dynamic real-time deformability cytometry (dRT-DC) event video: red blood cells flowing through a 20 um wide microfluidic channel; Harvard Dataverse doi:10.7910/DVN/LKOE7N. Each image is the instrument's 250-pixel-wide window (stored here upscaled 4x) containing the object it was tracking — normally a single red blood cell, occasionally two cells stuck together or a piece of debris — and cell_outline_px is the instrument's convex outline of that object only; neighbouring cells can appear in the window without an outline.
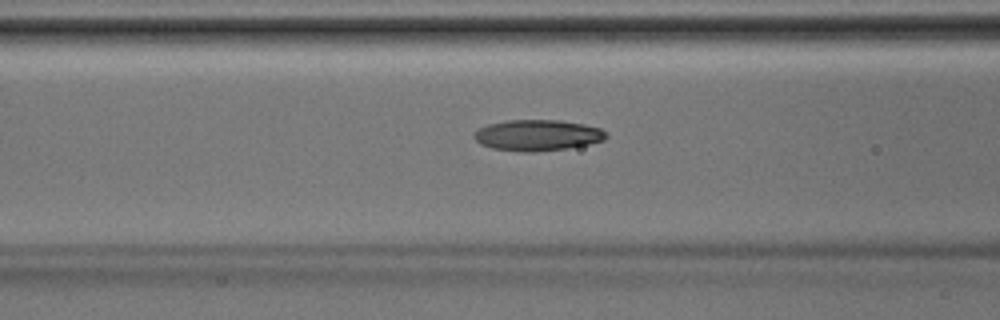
{"species": "Egyptian fruit bat (a non-hibernating species)", "species_latin": "Rousettus aegyptiacus", "temperature_condition": "room temperature", "stored_images_in_passage": 39, "camera_frame_rate_fps": 3000, "um_per_image_px": 0.085, "animal": {"sex": "male"}, "frame": {"image": 1, "passage_image": 16, "time_ms": 5.0, "image_size_px": [1000, 320], "cell_outline_px": [[608, 136], [604, 140], [588, 144], [568, 148], [536, 152], [524, 152], [492, 148], [480, 144], [472, 136], [480, 128], [488, 124], [508, 120], [560, 120], [584, 124], [600, 128]], "centroid_in_image_um": [45.69, 11.5], "position_along_channel_um": 120.9, "area_um2": 23.81}}
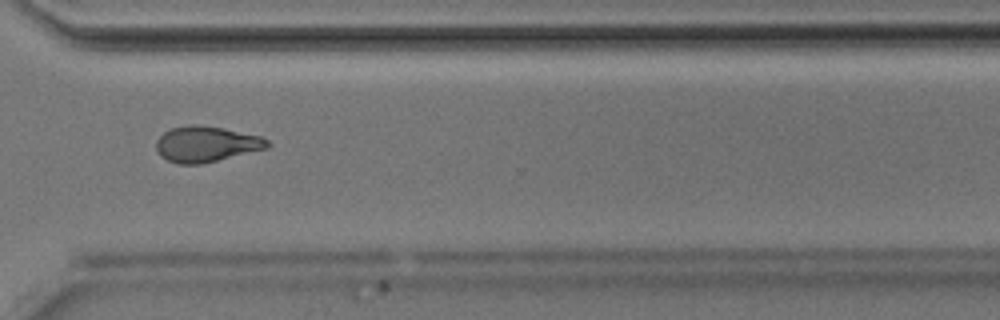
{"frame": {"image": 2, "passage_image": 30, "time_ms": 9.667, "image_size_px": [1000, 320], "cell_outline_px": [[272, 144], [268, 148], [200, 164], [176, 164], [160, 156], [156, 148], [156, 140], [164, 132], [172, 128], [188, 124], [196, 124], [224, 128], [260, 136], [268, 140]], "centroid_in_image_um": [17.52, 12.24], "position_along_channel_um": 353.1, "area_um2": 23.18}}
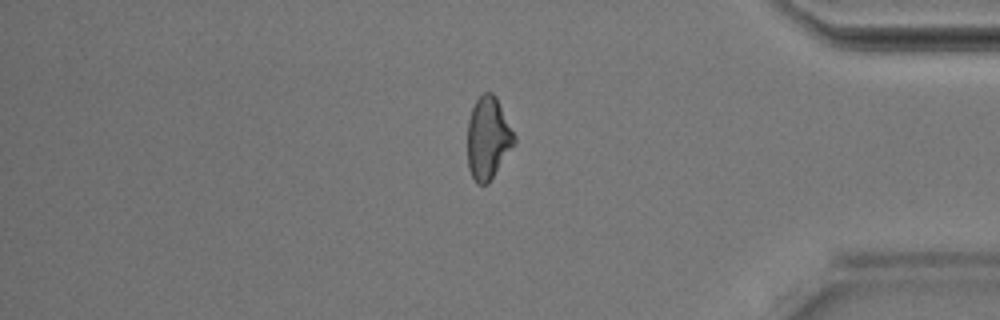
{"frame": {"image": 3, "passage_image": 34, "time_ms": 11.0, "image_size_px": [1000, 320], "cell_outline_px": [[516, 140], [488, 184], [476, 184], [468, 168], [468, 120], [472, 108], [476, 100], [484, 92], [492, 92], [496, 96], [516, 136]], "centroid_in_image_um": [41.48, 11.72], "position_along_channel_um": 393.7, "area_um2": 22.25}}